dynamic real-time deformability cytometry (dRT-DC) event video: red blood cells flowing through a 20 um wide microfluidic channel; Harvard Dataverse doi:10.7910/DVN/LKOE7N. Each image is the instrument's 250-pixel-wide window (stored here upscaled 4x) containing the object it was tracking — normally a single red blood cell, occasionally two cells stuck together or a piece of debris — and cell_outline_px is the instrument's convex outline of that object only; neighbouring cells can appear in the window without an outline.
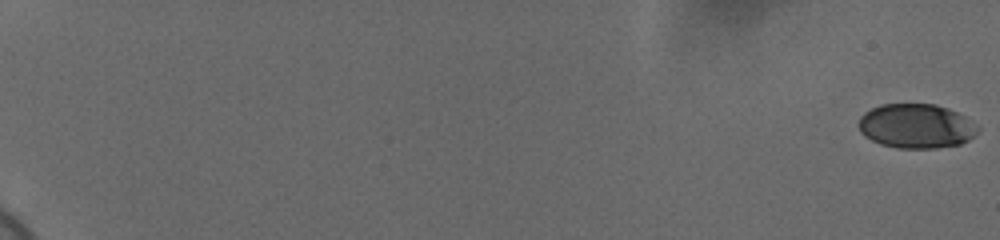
{"species": "human", "species_latin": "Homo sapiens", "temperature_condition": "cold", "stored_images_in_passage": 60, "camera_frame_rate_fps": 3000, "um_per_image_px": 0.085, "donor": {"sex": "female"}, "frame": {"image": 1, "passage_image": 1, "time_ms": 0.0, "image_size_px": [1000, 240], "cell_outline_px": [[980, 128], [968, 140], [960, 144], [936, 148], [896, 148], [880, 144], [864, 136], [860, 132], [860, 116], [864, 112], [880, 104], [936, 104], [948, 108], [964, 116]], "centroid_in_image_um": [77.86, 10.71], "position_along_channel_um": 7.1, "area_um2": 30.75}}
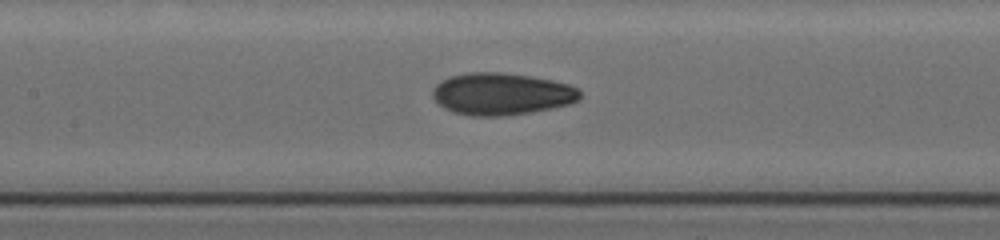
{"frame": {"image": 2, "passage_image": 33, "time_ms": 10.667, "image_size_px": [1000, 240], "cell_outline_px": [[580, 100], [568, 104], [552, 108], [532, 112], [500, 116], [472, 116], [452, 112], [436, 104], [432, 96], [432, 88], [440, 80], [448, 76], [468, 72], [500, 72], [528, 76], [552, 80], [568, 84], [576, 88], [580, 92]], "centroid_in_image_um": [42.57, 7.98], "position_along_channel_um": 164.8, "area_um2": 36.41}}
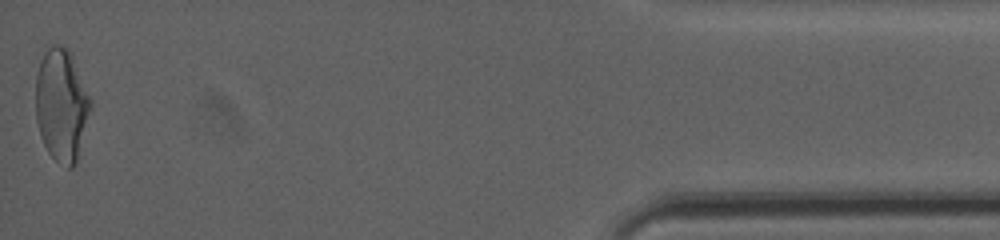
{"frame": {"image": 3, "passage_image": 60, "time_ms": 19.667, "image_size_px": [1000, 240], "cell_outline_px": [[92, 108], [76, 164], [72, 168], [68, 168], [56, 160], [48, 152], [40, 136], [36, 120], [36, 76], [44, 44], [60, 44], [68, 48], [72, 56], [92, 100]], "centroid_in_image_um": [5.23, 8.88], "position_along_channel_um": 430.0, "area_um2": 36.65}, "authors_computed_cell_mechanics": {"area_um2": 33.9575, "velocity_mm_per_s": 3.7009, "shape_relaxation_time_tau1_ms": 5.3138, "shape_relaxation_time_tau2_ms": 1.8128, "deformation_change_tau1": 0.1724, "deformation_change_tau2": 0.0705}}